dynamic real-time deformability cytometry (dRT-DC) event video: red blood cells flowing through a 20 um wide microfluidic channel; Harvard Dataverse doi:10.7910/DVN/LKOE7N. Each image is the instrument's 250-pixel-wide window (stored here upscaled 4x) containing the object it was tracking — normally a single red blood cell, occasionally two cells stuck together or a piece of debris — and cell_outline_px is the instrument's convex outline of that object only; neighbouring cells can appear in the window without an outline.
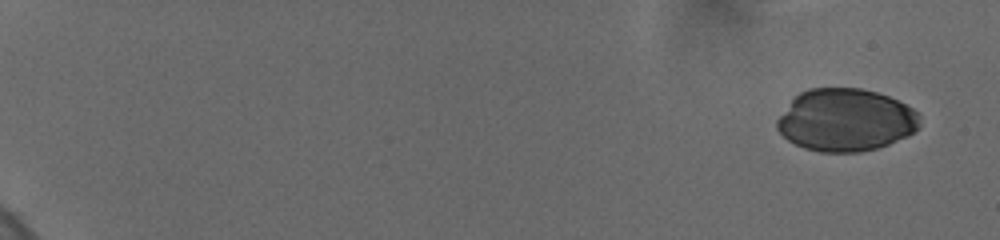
{"species": "human", "species_latin": "Homo sapiens", "temperature_condition": "cold", "stored_images_in_passage": 9, "camera_frame_rate_fps": 3000, "um_per_image_px": 0.085, "donor": {"sex": "female"}, "frame": {"image": 1, "passage_image": 1, "time_ms": 0.0, "image_size_px": [1000, 240], "cell_outline_px": [[920, 128], [908, 136], [888, 144], [876, 148], [860, 152], [820, 152], [804, 148], [788, 140], [776, 128], [776, 120], [792, 100], [800, 92], [808, 88], [860, 88], [876, 92], [888, 96], [912, 108], [920, 116]], "centroid_in_image_um": [71.89, 10.21], "position_along_channel_um": 13.1, "area_um2": 51.96}}
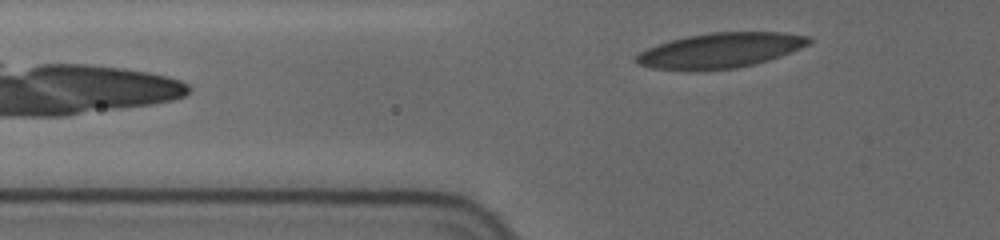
{"frame": {"image": 2, "passage_image": 9, "time_ms": 8.333, "image_size_px": [1000, 240], "cell_outline_px": [[812, 40], [808, 44], [800, 48], [768, 60], [736, 68], [652, 68], [640, 64], [632, 60], [640, 52], [656, 44], [688, 36], [708, 32], [784, 32], [808, 36]], "centroid_in_image_um": [61.25, 4.24], "position_along_channel_um": 64.5, "area_um2": 34.22}}